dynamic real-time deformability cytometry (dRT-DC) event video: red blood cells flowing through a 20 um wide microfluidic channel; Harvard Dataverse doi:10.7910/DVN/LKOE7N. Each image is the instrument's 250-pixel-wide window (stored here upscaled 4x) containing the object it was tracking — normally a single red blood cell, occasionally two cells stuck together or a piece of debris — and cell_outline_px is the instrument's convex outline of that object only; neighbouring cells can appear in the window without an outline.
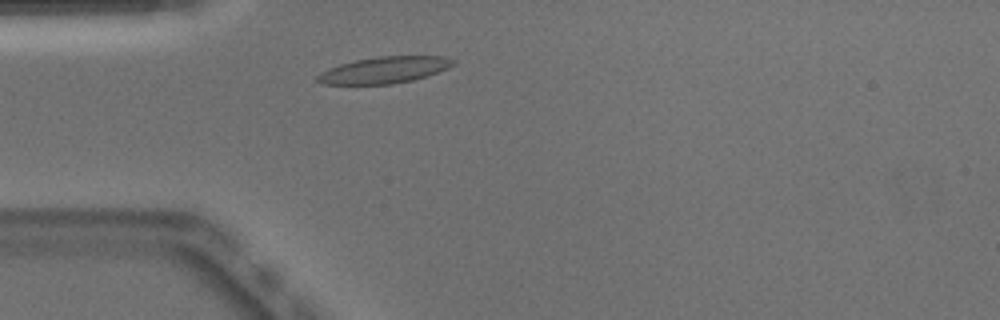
{"species": "Egyptian fruit bat (a non-hibernating species)", "species_latin": "Rousettus aegyptiacus", "temperature_condition": "warm", "stored_images_in_passage": 40, "camera_frame_rate_fps": 3000, "um_per_image_px": 0.085, "animal": {"sex": "male"}, "frame": {"image": 1, "passage_image": 4, "time_ms": 1.0, "image_size_px": [1000, 320], "cell_outline_px": [[456, 64], [448, 68], [412, 80], [392, 84], [324, 84], [316, 80], [316, 76], [320, 72], [328, 68], [340, 64], [356, 60], [380, 56], [444, 56], [456, 60]], "centroid_in_image_um": [32.66, 5.94], "position_along_channel_um": 52.3, "area_um2": 20.87}}
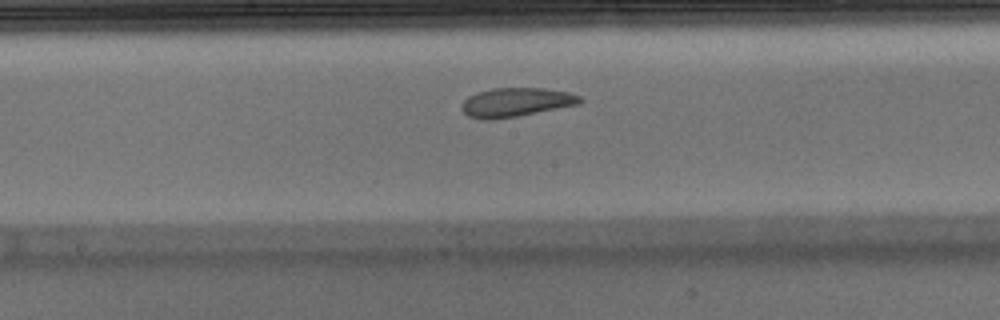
{"frame": {"image": 2, "passage_image": 16, "time_ms": 5.0, "image_size_px": [1000, 320], "cell_outline_px": [[584, 100], [580, 104], [516, 116], [488, 120], [484, 120], [468, 116], [460, 108], [464, 100], [468, 96], [476, 92], [492, 88], [544, 88], [568, 92], [580, 96]], "centroid_in_image_um": [43.84, 8.68], "position_along_channel_um": 204.4, "area_um2": 19.94}}
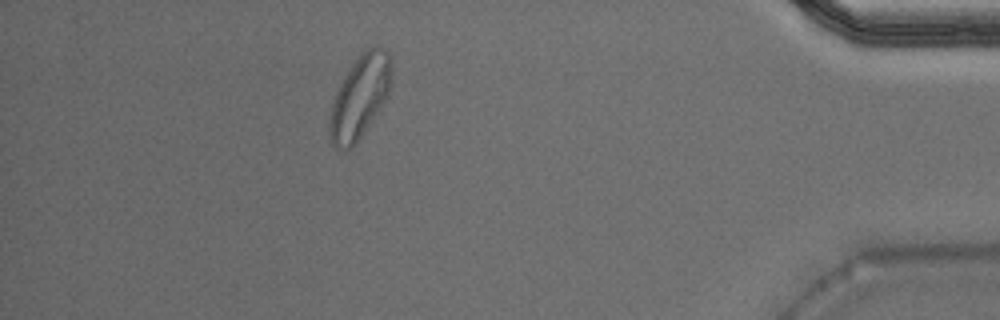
{"frame": {"image": 3, "passage_image": 35, "time_ms": 11.333, "image_size_px": [1000, 320], "cell_outline_px": [[392, 80], [388, 96], [356, 144], [352, 148], [344, 148], [332, 144], [328, 132], [328, 124], [332, 104], [336, 92], [344, 76], [352, 64], [368, 48], [376, 44], [384, 48], [392, 56]], "centroid_in_image_um": [30.62, 8.2], "position_along_channel_um": 404.6, "area_um2": 29.88}, "authors_computed_cell_mechanics": {"area_um2": 20.808, "velocity_mm_per_s": 3.9428, "shape_relaxation_time_tau1_ms": 8.6845, "shape_relaxation_time_tau2_ms": 2.5681, "deformation_change_tau1": 0.23, "deformation_change_tau2": 0.1004}}